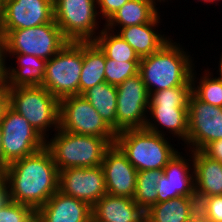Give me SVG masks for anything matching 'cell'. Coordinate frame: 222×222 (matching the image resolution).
Returning <instances> with one entry per match:
<instances>
[{
    "instance_id": "1",
    "label": "cell",
    "mask_w": 222,
    "mask_h": 222,
    "mask_svg": "<svg viewBox=\"0 0 222 222\" xmlns=\"http://www.w3.org/2000/svg\"><path fill=\"white\" fill-rule=\"evenodd\" d=\"M58 182L59 171L46 147L10 163L5 170L10 200L35 211L58 190Z\"/></svg>"
},
{
    "instance_id": "2",
    "label": "cell",
    "mask_w": 222,
    "mask_h": 222,
    "mask_svg": "<svg viewBox=\"0 0 222 222\" xmlns=\"http://www.w3.org/2000/svg\"><path fill=\"white\" fill-rule=\"evenodd\" d=\"M180 45L168 40L157 52L140 59L139 74L149 94L175 86H192L194 60Z\"/></svg>"
},
{
    "instance_id": "3",
    "label": "cell",
    "mask_w": 222,
    "mask_h": 222,
    "mask_svg": "<svg viewBox=\"0 0 222 222\" xmlns=\"http://www.w3.org/2000/svg\"><path fill=\"white\" fill-rule=\"evenodd\" d=\"M111 144L98 136L78 135L59 128L52 138L46 139L58 171L73 167H96L103 162Z\"/></svg>"
},
{
    "instance_id": "4",
    "label": "cell",
    "mask_w": 222,
    "mask_h": 222,
    "mask_svg": "<svg viewBox=\"0 0 222 222\" xmlns=\"http://www.w3.org/2000/svg\"><path fill=\"white\" fill-rule=\"evenodd\" d=\"M115 144L137 171L163 170L178 152L166 136L145 128L118 132Z\"/></svg>"
},
{
    "instance_id": "5",
    "label": "cell",
    "mask_w": 222,
    "mask_h": 222,
    "mask_svg": "<svg viewBox=\"0 0 222 222\" xmlns=\"http://www.w3.org/2000/svg\"><path fill=\"white\" fill-rule=\"evenodd\" d=\"M9 106L45 139L59 129V100L42 86L9 88Z\"/></svg>"
},
{
    "instance_id": "6",
    "label": "cell",
    "mask_w": 222,
    "mask_h": 222,
    "mask_svg": "<svg viewBox=\"0 0 222 222\" xmlns=\"http://www.w3.org/2000/svg\"><path fill=\"white\" fill-rule=\"evenodd\" d=\"M83 65V42L68 41L47 60L41 84L58 100L80 95V75Z\"/></svg>"
},
{
    "instance_id": "7",
    "label": "cell",
    "mask_w": 222,
    "mask_h": 222,
    "mask_svg": "<svg viewBox=\"0 0 222 222\" xmlns=\"http://www.w3.org/2000/svg\"><path fill=\"white\" fill-rule=\"evenodd\" d=\"M5 53L30 54L45 60L52 58L68 40L53 19L39 26L0 30Z\"/></svg>"
},
{
    "instance_id": "8",
    "label": "cell",
    "mask_w": 222,
    "mask_h": 222,
    "mask_svg": "<svg viewBox=\"0 0 222 222\" xmlns=\"http://www.w3.org/2000/svg\"><path fill=\"white\" fill-rule=\"evenodd\" d=\"M53 7L55 23L68 41L88 42L98 36L96 0H53Z\"/></svg>"
},
{
    "instance_id": "9",
    "label": "cell",
    "mask_w": 222,
    "mask_h": 222,
    "mask_svg": "<svg viewBox=\"0 0 222 222\" xmlns=\"http://www.w3.org/2000/svg\"><path fill=\"white\" fill-rule=\"evenodd\" d=\"M59 128L73 134L105 138L111 145L116 141V133L82 95L59 100Z\"/></svg>"
},
{
    "instance_id": "10",
    "label": "cell",
    "mask_w": 222,
    "mask_h": 222,
    "mask_svg": "<svg viewBox=\"0 0 222 222\" xmlns=\"http://www.w3.org/2000/svg\"><path fill=\"white\" fill-rule=\"evenodd\" d=\"M0 126L3 156L9 164L45 147L46 139L10 106L6 109Z\"/></svg>"
},
{
    "instance_id": "11",
    "label": "cell",
    "mask_w": 222,
    "mask_h": 222,
    "mask_svg": "<svg viewBox=\"0 0 222 222\" xmlns=\"http://www.w3.org/2000/svg\"><path fill=\"white\" fill-rule=\"evenodd\" d=\"M117 87V133L128 129H143L146 125L149 93L141 75L126 79Z\"/></svg>"
},
{
    "instance_id": "12",
    "label": "cell",
    "mask_w": 222,
    "mask_h": 222,
    "mask_svg": "<svg viewBox=\"0 0 222 222\" xmlns=\"http://www.w3.org/2000/svg\"><path fill=\"white\" fill-rule=\"evenodd\" d=\"M222 139V107L210 105L191 93L188 102L187 150H203L210 142Z\"/></svg>"
},
{
    "instance_id": "13",
    "label": "cell",
    "mask_w": 222,
    "mask_h": 222,
    "mask_svg": "<svg viewBox=\"0 0 222 222\" xmlns=\"http://www.w3.org/2000/svg\"><path fill=\"white\" fill-rule=\"evenodd\" d=\"M58 190L92 207L106 194L101 165L87 168L73 167L59 171Z\"/></svg>"
},
{
    "instance_id": "14",
    "label": "cell",
    "mask_w": 222,
    "mask_h": 222,
    "mask_svg": "<svg viewBox=\"0 0 222 222\" xmlns=\"http://www.w3.org/2000/svg\"><path fill=\"white\" fill-rule=\"evenodd\" d=\"M53 19V0H3L0 30L35 27Z\"/></svg>"
},
{
    "instance_id": "15",
    "label": "cell",
    "mask_w": 222,
    "mask_h": 222,
    "mask_svg": "<svg viewBox=\"0 0 222 222\" xmlns=\"http://www.w3.org/2000/svg\"><path fill=\"white\" fill-rule=\"evenodd\" d=\"M188 151L190 158L179 151L163 169L157 185V203L181 196L196 197L192 151Z\"/></svg>"
},
{
    "instance_id": "16",
    "label": "cell",
    "mask_w": 222,
    "mask_h": 222,
    "mask_svg": "<svg viewBox=\"0 0 222 222\" xmlns=\"http://www.w3.org/2000/svg\"><path fill=\"white\" fill-rule=\"evenodd\" d=\"M101 167L107 194L134 198L138 171L116 144L106 150Z\"/></svg>"
},
{
    "instance_id": "17",
    "label": "cell",
    "mask_w": 222,
    "mask_h": 222,
    "mask_svg": "<svg viewBox=\"0 0 222 222\" xmlns=\"http://www.w3.org/2000/svg\"><path fill=\"white\" fill-rule=\"evenodd\" d=\"M36 215L42 222H91L92 220L91 206L59 190L36 211Z\"/></svg>"
},
{
    "instance_id": "18",
    "label": "cell",
    "mask_w": 222,
    "mask_h": 222,
    "mask_svg": "<svg viewBox=\"0 0 222 222\" xmlns=\"http://www.w3.org/2000/svg\"><path fill=\"white\" fill-rule=\"evenodd\" d=\"M144 128L153 133L167 136L163 132L165 129L167 133L171 132L172 136L176 137V139L178 138V141L181 139L182 142L186 143L188 135V107L149 106Z\"/></svg>"
},
{
    "instance_id": "19",
    "label": "cell",
    "mask_w": 222,
    "mask_h": 222,
    "mask_svg": "<svg viewBox=\"0 0 222 222\" xmlns=\"http://www.w3.org/2000/svg\"><path fill=\"white\" fill-rule=\"evenodd\" d=\"M94 222H141L145 211L133 198L105 194L92 207Z\"/></svg>"
},
{
    "instance_id": "20",
    "label": "cell",
    "mask_w": 222,
    "mask_h": 222,
    "mask_svg": "<svg viewBox=\"0 0 222 222\" xmlns=\"http://www.w3.org/2000/svg\"><path fill=\"white\" fill-rule=\"evenodd\" d=\"M159 13L151 22L120 28L116 32L135 50L141 58L157 52L170 37H167L163 31L156 30L160 24Z\"/></svg>"
},
{
    "instance_id": "21",
    "label": "cell",
    "mask_w": 222,
    "mask_h": 222,
    "mask_svg": "<svg viewBox=\"0 0 222 222\" xmlns=\"http://www.w3.org/2000/svg\"><path fill=\"white\" fill-rule=\"evenodd\" d=\"M196 197L222 195V163L192 151Z\"/></svg>"
},
{
    "instance_id": "22",
    "label": "cell",
    "mask_w": 222,
    "mask_h": 222,
    "mask_svg": "<svg viewBox=\"0 0 222 222\" xmlns=\"http://www.w3.org/2000/svg\"><path fill=\"white\" fill-rule=\"evenodd\" d=\"M5 57L17 59V67H6V81L9 88L41 86L44 80L47 60L20 53H5Z\"/></svg>"
},
{
    "instance_id": "23",
    "label": "cell",
    "mask_w": 222,
    "mask_h": 222,
    "mask_svg": "<svg viewBox=\"0 0 222 222\" xmlns=\"http://www.w3.org/2000/svg\"><path fill=\"white\" fill-rule=\"evenodd\" d=\"M156 2L159 0H129L104 25L115 31L116 26L125 28L151 22L160 12Z\"/></svg>"
},
{
    "instance_id": "24",
    "label": "cell",
    "mask_w": 222,
    "mask_h": 222,
    "mask_svg": "<svg viewBox=\"0 0 222 222\" xmlns=\"http://www.w3.org/2000/svg\"><path fill=\"white\" fill-rule=\"evenodd\" d=\"M198 210L196 197H177L156 203L145 211L151 222H185Z\"/></svg>"
},
{
    "instance_id": "25",
    "label": "cell",
    "mask_w": 222,
    "mask_h": 222,
    "mask_svg": "<svg viewBox=\"0 0 222 222\" xmlns=\"http://www.w3.org/2000/svg\"><path fill=\"white\" fill-rule=\"evenodd\" d=\"M117 134V87L102 82L81 94Z\"/></svg>"
},
{
    "instance_id": "26",
    "label": "cell",
    "mask_w": 222,
    "mask_h": 222,
    "mask_svg": "<svg viewBox=\"0 0 222 222\" xmlns=\"http://www.w3.org/2000/svg\"><path fill=\"white\" fill-rule=\"evenodd\" d=\"M106 56L93 42H83V65L80 75V95L89 88L105 82Z\"/></svg>"
},
{
    "instance_id": "27",
    "label": "cell",
    "mask_w": 222,
    "mask_h": 222,
    "mask_svg": "<svg viewBox=\"0 0 222 222\" xmlns=\"http://www.w3.org/2000/svg\"><path fill=\"white\" fill-rule=\"evenodd\" d=\"M93 42L106 58L116 61H140L135 50L116 32L103 27Z\"/></svg>"
},
{
    "instance_id": "28",
    "label": "cell",
    "mask_w": 222,
    "mask_h": 222,
    "mask_svg": "<svg viewBox=\"0 0 222 222\" xmlns=\"http://www.w3.org/2000/svg\"><path fill=\"white\" fill-rule=\"evenodd\" d=\"M163 170H143L137 172L134 202L144 211L157 203V185Z\"/></svg>"
},
{
    "instance_id": "29",
    "label": "cell",
    "mask_w": 222,
    "mask_h": 222,
    "mask_svg": "<svg viewBox=\"0 0 222 222\" xmlns=\"http://www.w3.org/2000/svg\"><path fill=\"white\" fill-rule=\"evenodd\" d=\"M211 73L209 69L204 70L203 75L198 79L194 68L191 76L192 93L205 103L222 107V80L217 76L213 77Z\"/></svg>"
},
{
    "instance_id": "30",
    "label": "cell",
    "mask_w": 222,
    "mask_h": 222,
    "mask_svg": "<svg viewBox=\"0 0 222 222\" xmlns=\"http://www.w3.org/2000/svg\"><path fill=\"white\" fill-rule=\"evenodd\" d=\"M192 86H175L149 94V106L188 107Z\"/></svg>"
},
{
    "instance_id": "31",
    "label": "cell",
    "mask_w": 222,
    "mask_h": 222,
    "mask_svg": "<svg viewBox=\"0 0 222 222\" xmlns=\"http://www.w3.org/2000/svg\"><path fill=\"white\" fill-rule=\"evenodd\" d=\"M140 61H116L106 58L105 82L111 85H119L126 79L139 73Z\"/></svg>"
},
{
    "instance_id": "32",
    "label": "cell",
    "mask_w": 222,
    "mask_h": 222,
    "mask_svg": "<svg viewBox=\"0 0 222 222\" xmlns=\"http://www.w3.org/2000/svg\"><path fill=\"white\" fill-rule=\"evenodd\" d=\"M35 215L33 208L12 200L0 208V222H30Z\"/></svg>"
},
{
    "instance_id": "33",
    "label": "cell",
    "mask_w": 222,
    "mask_h": 222,
    "mask_svg": "<svg viewBox=\"0 0 222 222\" xmlns=\"http://www.w3.org/2000/svg\"><path fill=\"white\" fill-rule=\"evenodd\" d=\"M196 198L206 222H222V195Z\"/></svg>"
},
{
    "instance_id": "34",
    "label": "cell",
    "mask_w": 222,
    "mask_h": 222,
    "mask_svg": "<svg viewBox=\"0 0 222 222\" xmlns=\"http://www.w3.org/2000/svg\"><path fill=\"white\" fill-rule=\"evenodd\" d=\"M129 0H96L99 17L105 23ZM101 15V16H100Z\"/></svg>"
},
{
    "instance_id": "35",
    "label": "cell",
    "mask_w": 222,
    "mask_h": 222,
    "mask_svg": "<svg viewBox=\"0 0 222 222\" xmlns=\"http://www.w3.org/2000/svg\"><path fill=\"white\" fill-rule=\"evenodd\" d=\"M202 152L209 158L222 163V139L210 142Z\"/></svg>"
},
{
    "instance_id": "36",
    "label": "cell",
    "mask_w": 222,
    "mask_h": 222,
    "mask_svg": "<svg viewBox=\"0 0 222 222\" xmlns=\"http://www.w3.org/2000/svg\"><path fill=\"white\" fill-rule=\"evenodd\" d=\"M9 107V87L7 82H0V121Z\"/></svg>"
},
{
    "instance_id": "37",
    "label": "cell",
    "mask_w": 222,
    "mask_h": 222,
    "mask_svg": "<svg viewBox=\"0 0 222 222\" xmlns=\"http://www.w3.org/2000/svg\"><path fill=\"white\" fill-rule=\"evenodd\" d=\"M8 58L5 57V46L3 42V38L0 36V82H7L6 81V65L5 62Z\"/></svg>"
},
{
    "instance_id": "38",
    "label": "cell",
    "mask_w": 222,
    "mask_h": 222,
    "mask_svg": "<svg viewBox=\"0 0 222 222\" xmlns=\"http://www.w3.org/2000/svg\"><path fill=\"white\" fill-rule=\"evenodd\" d=\"M9 200H10V195L8 192V188L6 184L4 183L0 187V208L3 207Z\"/></svg>"
},
{
    "instance_id": "39",
    "label": "cell",
    "mask_w": 222,
    "mask_h": 222,
    "mask_svg": "<svg viewBox=\"0 0 222 222\" xmlns=\"http://www.w3.org/2000/svg\"><path fill=\"white\" fill-rule=\"evenodd\" d=\"M9 163L4 159L3 151H2V129L0 126V169L6 170Z\"/></svg>"
},
{
    "instance_id": "40",
    "label": "cell",
    "mask_w": 222,
    "mask_h": 222,
    "mask_svg": "<svg viewBox=\"0 0 222 222\" xmlns=\"http://www.w3.org/2000/svg\"><path fill=\"white\" fill-rule=\"evenodd\" d=\"M185 222H206L202 213L197 210L194 214H192Z\"/></svg>"
},
{
    "instance_id": "41",
    "label": "cell",
    "mask_w": 222,
    "mask_h": 222,
    "mask_svg": "<svg viewBox=\"0 0 222 222\" xmlns=\"http://www.w3.org/2000/svg\"><path fill=\"white\" fill-rule=\"evenodd\" d=\"M219 65V68H218V70H217V72H219V77H217V78H219V79H221L222 80V52H221V55H220V60H219V63H218Z\"/></svg>"
},
{
    "instance_id": "42",
    "label": "cell",
    "mask_w": 222,
    "mask_h": 222,
    "mask_svg": "<svg viewBox=\"0 0 222 222\" xmlns=\"http://www.w3.org/2000/svg\"><path fill=\"white\" fill-rule=\"evenodd\" d=\"M5 183V170L0 169V187Z\"/></svg>"
},
{
    "instance_id": "43",
    "label": "cell",
    "mask_w": 222,
    "mask_h": 222,
    "mask_svg": "<svg viewBox=\"0 0 222 222\" xmlns=\"http://www.w3.org/2000/svg\"><path fill=\"white\" fill-rule=\"evenodd\" d=\"M197 1H198V2H199V1L201 2V1H202V3L204 2V3H210V4H211V3H213V4H214V3H215V4H218V2L221 1V0H197Z\"/></svg>"
},
{
    "instance_id": "44",
    "label": "cell",
    "mask_w": 222,
    "mask_h": 222,
    "mask_svg": "<svg viewBox=\"0 0 222 222\" xmlns=\"http://www.w3.org/2000/svg\"><path fill=\"white\" fill-rule=\"evenodd\" d=\"M30 222H42L37 215H35Z\"/></svg>"
},
{
    "instance_id": "45",
    "label": "cell",
    "mask_w": 222,
    "mask_h": 222,
    "mask_svg": "<svg viewBox=\"0 0 222 222\" xmlns=\"http://www.w3.org/2000/svg\"><path fill=\"white\" fill-rule=\"evenodd\" d=\"M141 222H151L146 216L141 220Z\"/></svg>"
},
{
    "instance_id": "46",
    "label": "cell",
    "mask_w": 222,
    "mask_h": 222,
    "mask_svg": "<svg viewBox=\"0 0 222 222\" xmlns=\"http://www.w3.org/2000/svg\"><path fill=\"white\" fill-rule=\"evenodd\" d=\"M1 16H2V1L0 0V19H1Z\"/></svg>"
},
{
    "instance_id": "47",
    "label": "cell",
    "mask_w": 222,
    "mask_h": 222,
    "mask_svg": "<svg viewBox=\"0 0 222 222\" xmlns=\"http://www.w3.org/2000/svg\"><path fill=\"white\" fill-rule=\"evenodd\" d=\"M160 1V3H164L165 1H168V0H159Z\"/></svg>"
}]
</instances>
